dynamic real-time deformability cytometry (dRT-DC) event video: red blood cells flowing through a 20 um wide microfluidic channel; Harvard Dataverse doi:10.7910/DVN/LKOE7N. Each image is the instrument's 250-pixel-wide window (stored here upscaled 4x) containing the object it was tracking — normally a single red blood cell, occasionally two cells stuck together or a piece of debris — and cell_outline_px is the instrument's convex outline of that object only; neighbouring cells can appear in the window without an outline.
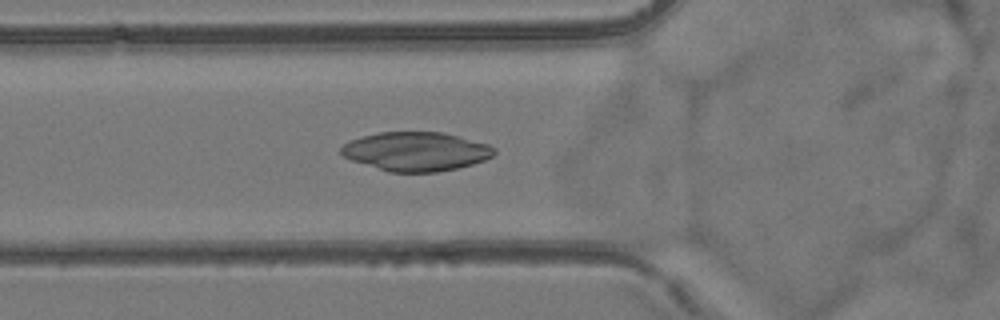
{"species": "common noctule bat (a hibernating species)", "species_latin": "Nyctalus noctula", "temperature_condition": "room temperature", "stored_images_in_passage": 40, "camera_frame_rate_fps": 3000, "um_per_image_px": 0.085, "animal": {"sex": "female", "body_mass_g": 24.6, "forearm_length_mm": 56.2}, "frame": {"image": 1, "passage_image": 5, "time_ms": 1.333, "image_size_px": [1000, 320], "cell_outline_px": [[496, 152], [492, 156], [484, 160], [472, 164], [456, 168], [436, 172], [388, 172], [352, 160], [344, 156], [340, 152], [340, 148], [348, 140], [380, 132], [444, 132], [488, 144], [496, 148]], "centroid_in_image_um": [35.36, 12.87], "position_along_channel_um": 90.4, "area_um2": 34.68}}
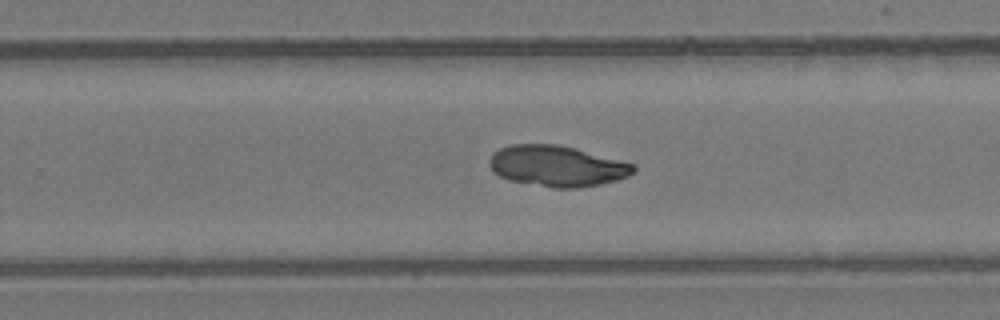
{"frame": {"image": 2, "passage_image": 20, "time_ms": 6.333, "image_size_px": [1000, 320], "cell_outline_px": [[636, 172], [628, 176], [616, 180], [600, 184], [580, 188], [552, 188], [508, 180], [492, 172], [488, 164], [488, 160], [492, 152], [508, 144], [556, 144], [576, 148], [636, 164]], "centroid_in_image_um": [47.32, 14.11], "position_along_channel_um": 282.5, "area_um2": 34.85}}
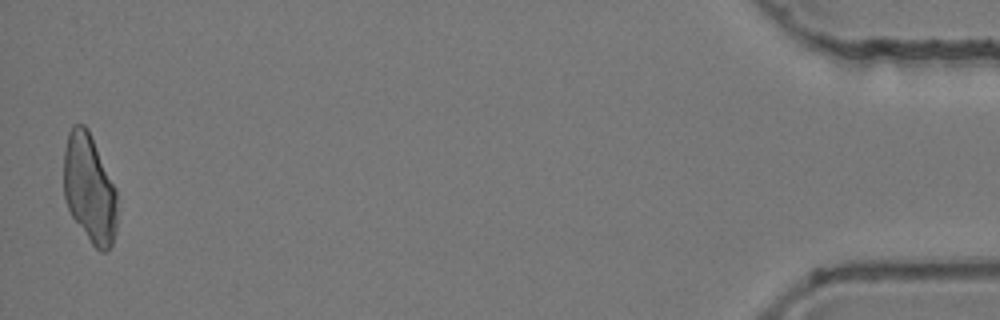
{"frame": {"image": 3, "passage_image": 39, "time_ms": 12.667, "image_size_px": [1000, 320], "cell_outline_px": [[116, 228], [112, 244], [104, 252], [100, 252], [92, 244], [72, 216], [68, 208], [64, 196], [64, 152], [68, 132], [72, 124], [84, 124], [88, 128], [116, 188]], "centroid_in_image_um": [7.59, 16.0], "position_along_channel_um": 427.6, "area_um2": 33.81}}